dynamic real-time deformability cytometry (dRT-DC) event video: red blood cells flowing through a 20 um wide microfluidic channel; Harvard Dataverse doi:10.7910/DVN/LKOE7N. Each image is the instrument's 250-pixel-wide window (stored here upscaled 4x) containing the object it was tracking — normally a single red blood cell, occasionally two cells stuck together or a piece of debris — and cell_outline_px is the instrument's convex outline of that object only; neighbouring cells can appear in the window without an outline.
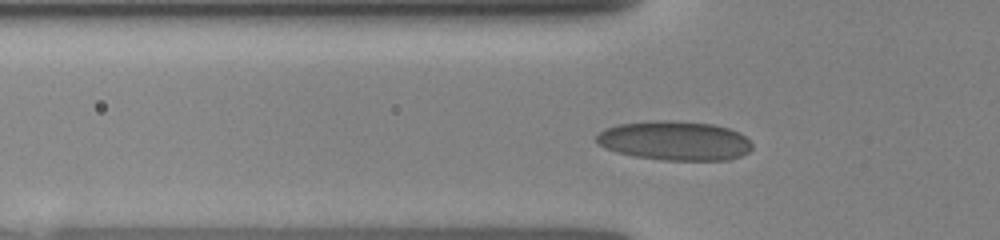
{"species": "human", "species_latin": "Homo sapiens", "temperature_condition": "room temperature", "stored_images_in_passage": 8, "camera_frame_rate_fps": 3000, "um_per_image_px": 0.085, "donor": {"sex": "female"}, "frame": {"image": 1, "passage_image": 3, "time_ms": 0.667, "image_size_px": [1000, 240], "cell_outline_px": [[752, 148], [748, 152], [740, 156], [728, 160], [664, 160], [636, 156], [616, 152], [604, 148], [596, 140], [596, 136], [604, 128], [620, 124], [656, 120], [672, 120], [712, 124], [728, 128], [740, 132], [752, 144]], "centroid_in_image_um": [57.35, 11.96], "position_along_channel_um": 68.4, "area_um2": 35.6}}
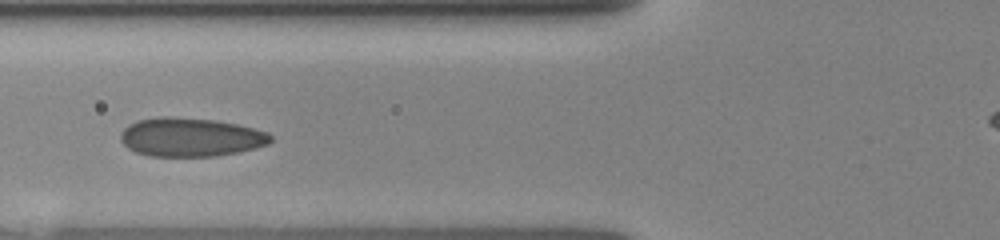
{"frame": {"image": 2, "passage_image": 5, "time_ms": 1.667, "image_size_px": [1000, 240], "cell_outline_px": [[272, 140], [268, 144], [256, 148], [216, 156], [148, 156], [136, 152], [128, 148], [120, 140], [120, 132], [128, 124], [140, 120], [156, 116], [168, 116], [216, 120], [236, 124], [268, 132], [272, 136]], "centroid_in_image_um": [16.18, 11.65], "position_along_channel_um": 109.6, "area_um2": 33.99}}
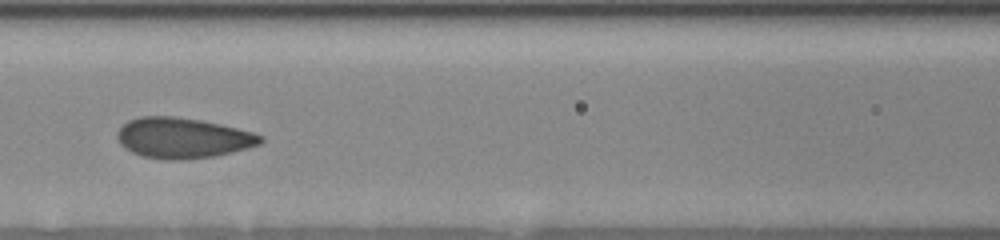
{"frame": {"image": 3, "passage_image": 7, "time_ms": 2.667, "image_size_px": [1000, 240], "cell_outline_px": [[264, 140], [260, 144], [232, 152], [216, 156], [180, 160], [172, 160], [140, 156], [124, 148], [120, 144], [116, 136], [116, 132], [128, 120], [140, 116], [172, 116], [200, 120], [220, 124], [252, 132], [264, 136]], "centroid_in_image_um": [15.51, 11.73], "position_along_channel_um": 151.1, "area_um2": 33.87}}